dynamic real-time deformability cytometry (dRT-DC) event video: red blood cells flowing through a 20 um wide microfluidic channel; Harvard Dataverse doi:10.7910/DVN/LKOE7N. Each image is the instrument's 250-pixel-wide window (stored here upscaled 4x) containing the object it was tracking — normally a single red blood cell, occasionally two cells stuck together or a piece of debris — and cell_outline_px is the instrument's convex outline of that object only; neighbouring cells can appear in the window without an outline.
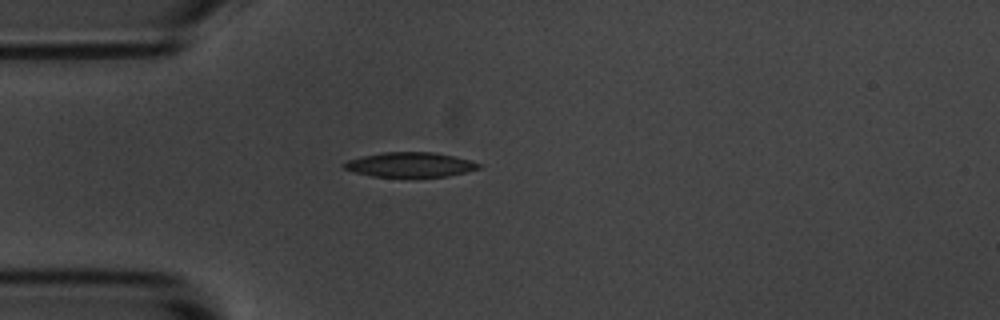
{"species": "common noctule bat (a hibernating species)", "species_latin": "Nyctalus noctula", "temperature_condition": "room temperature", "stored_images_in_passage": 3, "camera_frame_rate_fps": 3000, "um_per_image_px": 0.085, "animal": {"sex": "male", "body_mass_g": 20.1, "forearm_length_mm": 53.5}, "frame": {"image": 1, "passage_image": 3, "time_ms": 2.333, "image_size_px": [1000, 320], "cell_outline_px": [[480, 168], [448, 176], [372, 176], [356, 172], [344, 168], [340, 164], [348, 160], [364, 156], [384, 152], [432, 152], [452, 156], [468, 160], [480, 164]], "centroid_in_image_um": [34.82, 13.99], "position_along_channel_um": 50.2, "area_um2": 18.9}}